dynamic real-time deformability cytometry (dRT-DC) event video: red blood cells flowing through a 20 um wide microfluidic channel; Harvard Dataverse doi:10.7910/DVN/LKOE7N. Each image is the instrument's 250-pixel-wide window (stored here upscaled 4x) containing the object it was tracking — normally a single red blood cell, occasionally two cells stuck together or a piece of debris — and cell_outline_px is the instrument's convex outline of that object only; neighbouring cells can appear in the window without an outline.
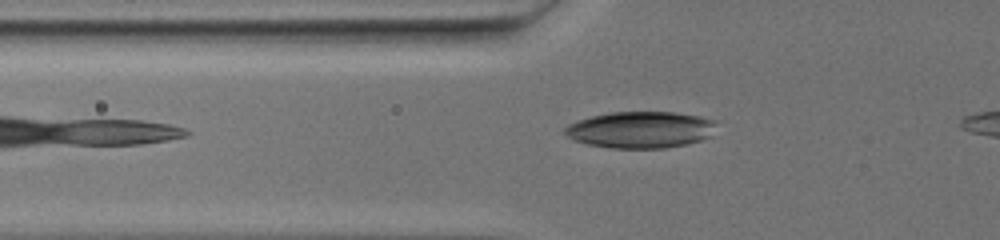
{"species": "common noctule bat (a hibernating species)", "species_latin": "Nyctalus noctula", "temperature_condition": "warm", "stored_images_in_passage": 50, "camera_frame_rate_fps": 3000, "um_per_image_px": 0.085, "animal": {"sex": "female", "body_mass_g": 19.5, "forearm_length_mm": 54.1}, "frame": {"image": 1, "passage_image": 9, "time_ms": 2.667, "image_size_px": [1000, 240], "cell_outline_px": [[716, 124], [708, 136], [700, 140], [688, 144], [664, 148], [608, 148], [588, 144], [572, 140], [564, 132], [564, 128], [568, 124], [592, 116], [608, 112], [676, 112], [700, 116], [716, 120]], "centroid_in_image_um": [54.43, 11.02], "position_along_channel_um": 71.4, "area_um2": 32.31}}
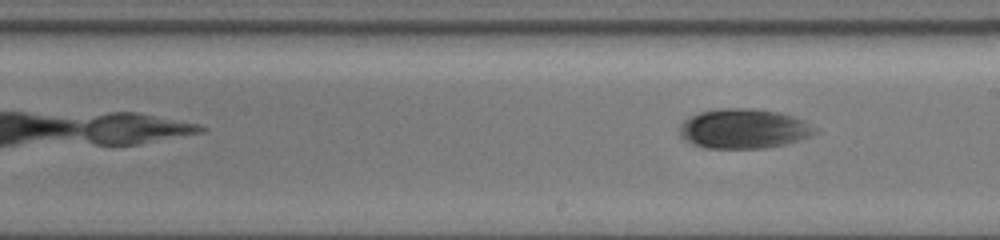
{"frame": {"image": 2, "passage_image": 26, "time_ms": 8.333, "image_size_px": [1000, 240], "cell_outline_px": [[820, 132], [812, 136], [788, 144], [764, 148], [704, 148], [692, 144], [684, 140], [680, 136], [680, 124], [684, 120], [700, 112], [720, 108], [752, 108], [780, 112], [804, 120], [816, 128]], "centroid_in_image_um": [63.25, 10.95], "position_along_channel_um": 225.8, "area_um2": 31.67}}
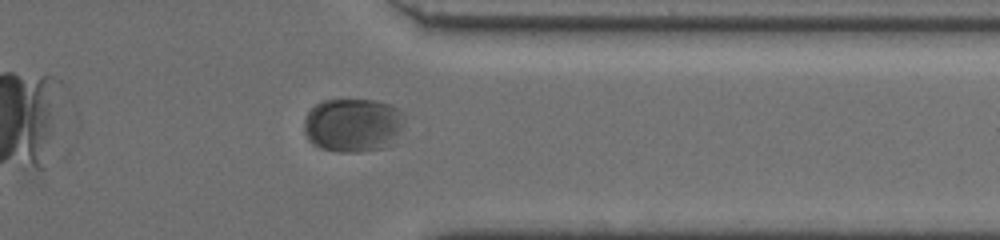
{"frame": {"image": 3, "passage_image": 43, "time_ms": 14.0, "image_size_px": [1000, 240], "cell_outline_px": [[404, 112], [400, 132], [392, 144], [388, 148], [360, 152], [340, 152], [320, 148], [312, 144], [308, 140], [304, 132], [304, 120], [308, 112], [320, 100], [376, 100], [400, 108]], "centroid_in_image_um": [30.0, 10.64], "position_along_channel_um": 381.4, "area_um2": 31.96}}